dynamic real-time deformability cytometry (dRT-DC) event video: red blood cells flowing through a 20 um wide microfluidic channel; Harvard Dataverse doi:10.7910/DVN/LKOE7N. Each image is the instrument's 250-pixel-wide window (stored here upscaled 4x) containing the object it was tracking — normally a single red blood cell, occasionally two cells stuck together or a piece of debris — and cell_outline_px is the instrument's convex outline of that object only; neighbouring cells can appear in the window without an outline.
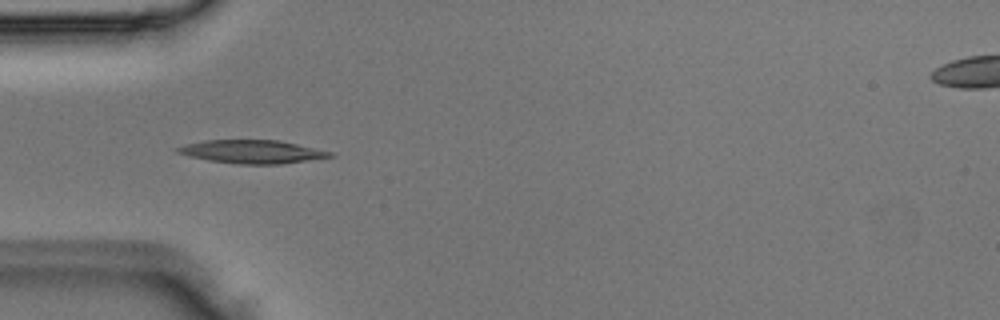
{"species": "Egyptian fruit bat (a non-hibernating species)", "species_latin": "Rousettus aegyptiacus", "temperature_condition": "room temperature", "stored_images_in_passage": 3, "camera_frame_rate_fps": 3000, "um_per_image_px": 0.085, "animal": {"sex": "male"}, "frame": {"image": 1, "passage_image": 3, "time_ms": 0.667, "image_size_px": [1000, 320], "cell_outline_px": [[336, 156], [280, 164], [240, 164], [208, 160], [176, 152], [176, 148], [184, 144], [204, 140], [276, 140], [296, 144], [332, 152]], "centroid_in_image_um": [21.42, 12.89], "position_along_channel_um": 63.6, "area_um2": 20.4}}